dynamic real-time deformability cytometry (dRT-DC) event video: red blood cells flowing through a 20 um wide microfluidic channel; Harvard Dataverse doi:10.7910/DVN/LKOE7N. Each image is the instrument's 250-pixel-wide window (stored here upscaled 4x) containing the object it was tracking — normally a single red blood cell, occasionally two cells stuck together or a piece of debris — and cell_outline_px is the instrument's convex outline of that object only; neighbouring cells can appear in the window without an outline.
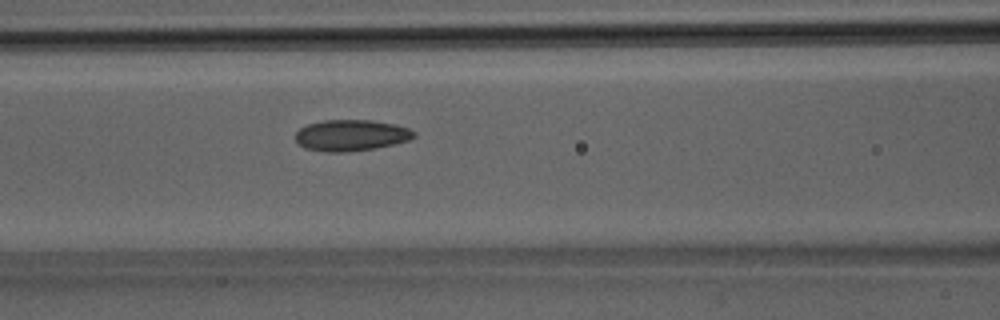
{"species": "Egyptian fruit bat (a non-hibernating species)", "species_latin": "Rousettus aegyptiacus", "temperature_condition": "room temperature", "stored_images_in_passage": 39, "camera_frame_rate_fps": 3000, "um_per_image_px": 0.085, "animal": {"sex": "male"}, "frame": {"image": 1, "passage_image": 17, "time_ms": 5.333, "image_size_px": [1000, 320], "cell_outline_px": [[416, 136], [408, 140], [376, 148], [348, 152], [324, 152], [304, 148], [296, 144], [296, 132], [300, 128], [308, 124], [324, 120], [372, 120], [396, 124], [408, 128], [416, 132]], "centroid_in_image_um": [29.82, 11.5], "position_along_channel_um": 136.8, "area_um2": 21.73}}
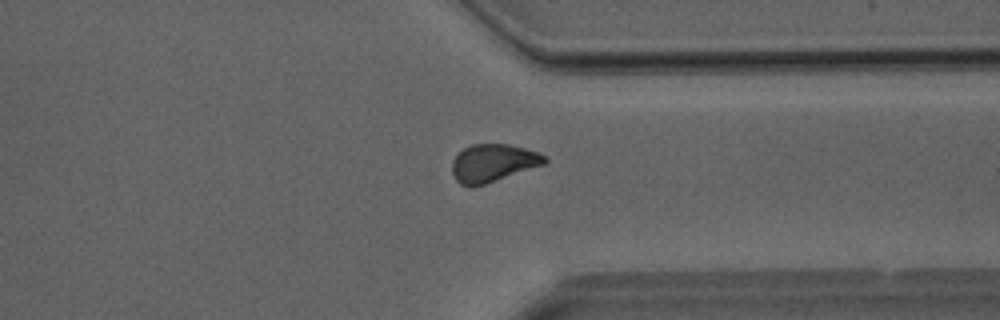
{"frame": {"image": 2, "passage_image": 30, "time_ms": 9.667, "image_size_px": [1000, 320], "cell_outline_px": [[548, 160], [544, 164], [472, 188], [460, 184], [456, 180], [452, 172], [452, 160], [464, 148], [472, 144], [508, 144], [540, 152]], "centroid_in_image_um": [41.88, 13.85], "position_along_channel_um": 369.5, "area_um2": 20.23}}
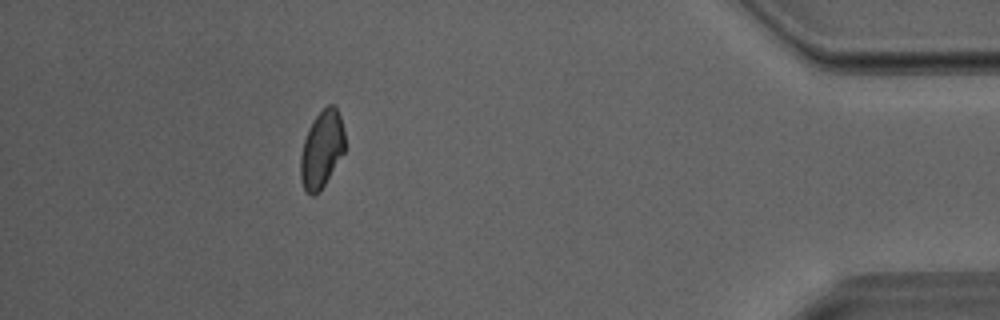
{"frame": {"image": 3, "passage_image": 35, "time_ms": 11.333, "image_size_px": [1000, 320], "cell_outline_px": [[344, 152], [324, 184], [312, 196], [304, 188], [300, 176], [300, 156], [304, 140], [308, 128], [316, 116], [328, 104], [332, 104], [336, 108], [340, 116], [344, 128]], "centroid_in_image_um": [27.34, 12.65], "position_along_channel_um": 407.9, "area_um2": 19.54}}